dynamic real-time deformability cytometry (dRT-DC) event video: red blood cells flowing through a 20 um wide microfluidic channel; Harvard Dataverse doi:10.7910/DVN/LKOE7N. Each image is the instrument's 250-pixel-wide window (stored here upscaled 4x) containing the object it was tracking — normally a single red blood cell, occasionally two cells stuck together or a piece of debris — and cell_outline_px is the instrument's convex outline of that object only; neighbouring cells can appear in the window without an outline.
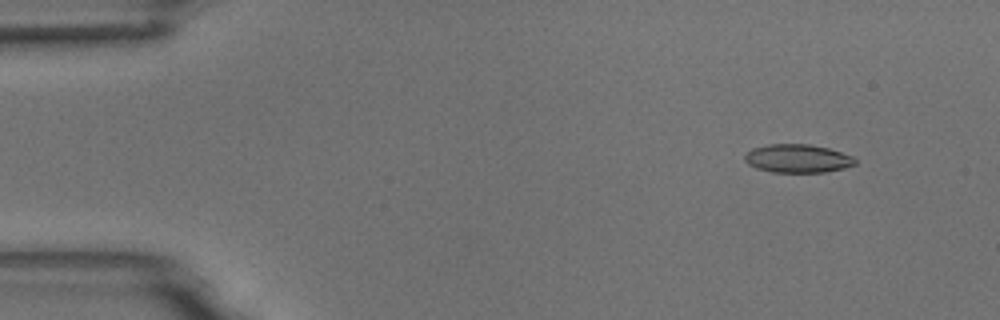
{"species": "common noctule bat (a hibernating species)", "species_latin": "Nyctalus noctula", "temperature_condition": "room temperature", "stored_images_in_passage": 49, "camera_frame_rate_fps": 3000, "um_per_image_px": 0.085, "animal": {"sex": "male", "body_mass_g": 18.8}, "frame": {"image": 1, "passage_image": 1, "time_ms": 0.0, "image_size_px": [1000, 320], "cell_outline_px": [[856, 164], [844, 168], [824, 172], [772, 172], [756, 168], [748, 164], [744, 160], [744, 156], [752, 148], [768, 144], [808, 144], [828, 148], [852, 156], [856, 160]], "centroid_in_image_um": [67.78, 13.47], "position_along_channel_um": 17.2, "area_um2": 18.21}}
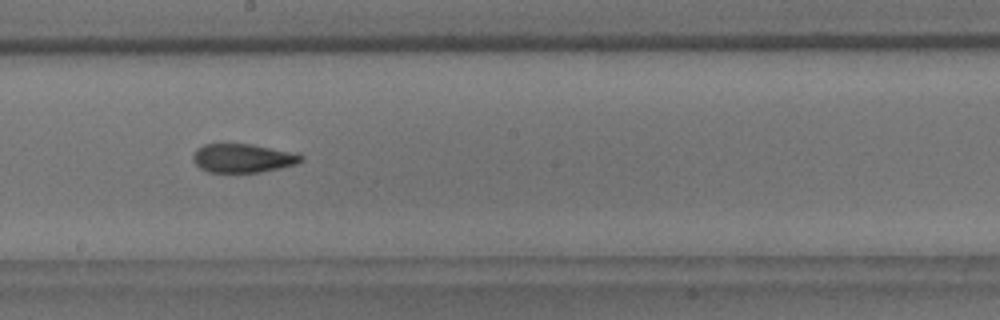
{"frame": {"image": 2, "passage_image": 26, "time_ms": 8.333, "image_size_px": [1000, 320], "cell_outline_px": [[304, 160], [296, 164], [280, 168], [260, 172], [208, 172], [200, 168], [192, 160], [192, 156], [196, 148], [204, 144], [252, 144], [288, 152], [304, 156]], "centroid_in_image_um": [20.59, 13.45], "position_along_channel_um": 227.6, "area_um2": 17.98}}
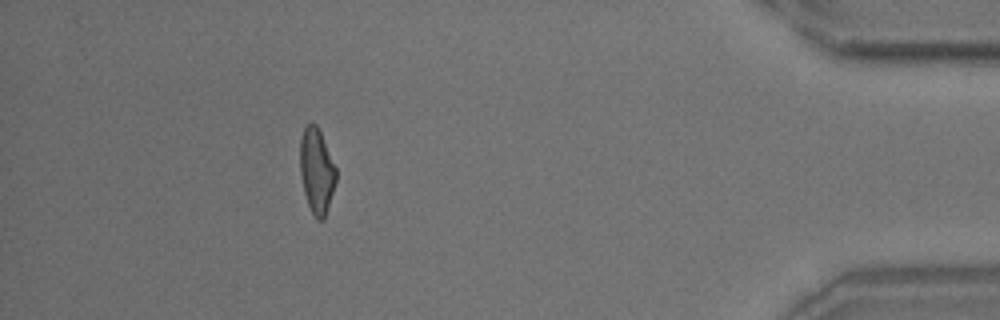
{"frame": {"image": 3, "passage_image": 45, "time_ms": 14.667, "image_size_px": [1000, 320], "cell_outline_px": [[336, 180], [324, 220], [316, 220], [308, 204], [304, 192], [300, 172], [300, 136], [304, 128], [312, 120], [316, 124], [320, 132], [336, 168]], "centroid_in_image_um": [26.9, 14.51], "position_along_channel_um": 408.3, "area_um2": 17.74}, "authors_computed_cell_mechanics": {"area_um2": 18.496, "velocity_mm_per_s": 3.6848, "shape_relaxation_time_tau1_ms": 6.7693, "shape_relaxation_time_tau2_ms": 2.4794, "deformation_change_tau1": 0.1908, "deformation_change_tau2": 0.1039}}